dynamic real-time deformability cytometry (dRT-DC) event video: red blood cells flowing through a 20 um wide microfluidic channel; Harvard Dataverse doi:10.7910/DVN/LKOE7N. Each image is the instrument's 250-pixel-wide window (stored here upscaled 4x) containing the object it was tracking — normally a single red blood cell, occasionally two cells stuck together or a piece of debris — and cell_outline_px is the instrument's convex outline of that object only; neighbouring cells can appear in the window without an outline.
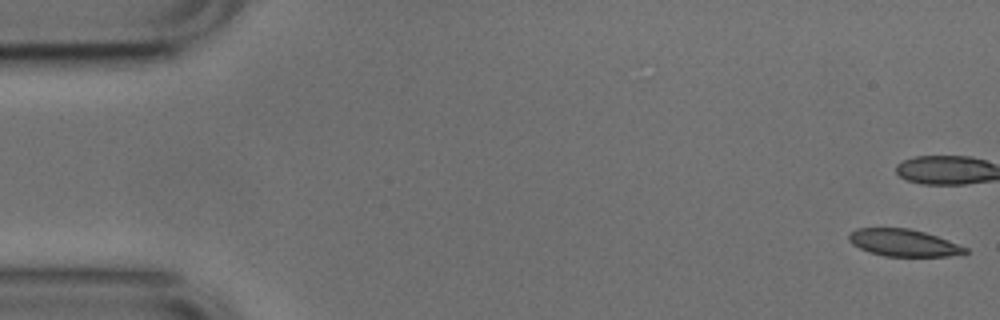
{"species": "common noctule bat (a hibernating species)", "species_latin": "Nyctalus noctula", "temperature_condition": "cold", "stored_images_in_passage": 19, "camera_frame_rate_fps": 3000, "um_per_image_px": 0.085, "animal": {"sex": "male", "body_mass_g": 17.9, "forearm_length_mm": 54.2}, "frame": {"image": 1, "passage_image": 1, "time_ms": 0.0, "image_size_px": [1000, 320], "cell_outline_px": [[968, 252], [964, 256], [884, 256], [868, 252], [852, 244], [848, 240], [848, 236], [856, 228], [908, 228], [924, 232], [948, 240], [968, 248]], "centroid_in_image_um": [76.84, 20.65], "position_along_channel_um": 8.2, "area_um2": 18.5}}